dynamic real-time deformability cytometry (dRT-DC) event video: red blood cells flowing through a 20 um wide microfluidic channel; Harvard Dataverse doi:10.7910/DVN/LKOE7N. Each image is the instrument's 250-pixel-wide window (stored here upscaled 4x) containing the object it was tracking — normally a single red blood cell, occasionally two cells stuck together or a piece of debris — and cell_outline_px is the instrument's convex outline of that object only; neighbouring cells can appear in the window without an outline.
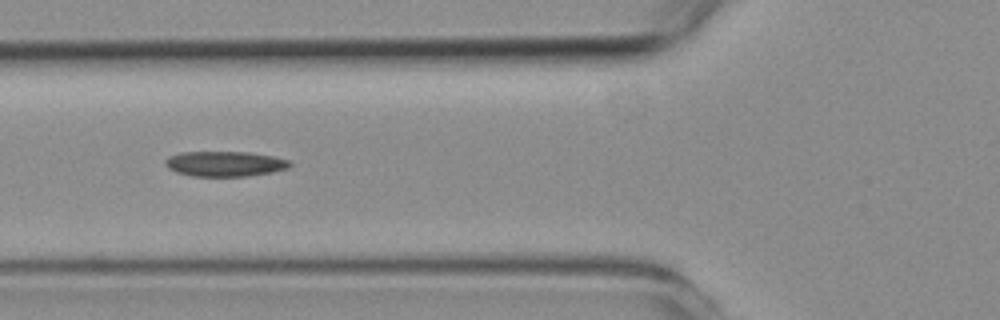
{"species": "common noctule bat (a hibernating species)", "species_latin": "Nyctalus noctula", "temperature_condition": "room temperature", "stored_images_in_passage": 9, "camera_frame_rate_fps": 3000, "um_per_image_px": 0.085, "animal": {"sex": "female", "body_mass_g": 19.3, "forearm_length_mm": 54.1}, "frame": {"image": 1, "passage_image": 6, "time_ms": 5.667, "image_size_px": [1000, 320], "cell_outline_px": [[292, 164], [288, 168], [272, 172], [248, 176], [192, 176], [176, 172], [168, 168], [164, 164], [164, 160], [168, 156], [180, 152], [248, 152], [272, 156], [288, 160]], "centroid_in_image_um": [19.08, 13.92], "position_along_channel_um": 106.7, "area_um2": 18.32}}
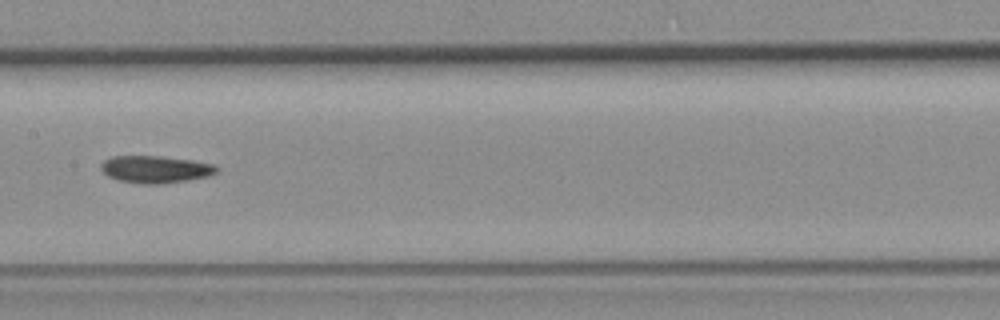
{"frame": {"image": 2, "passage_image": 8, "time_ms": 8.0, "image_size_px": [1000, 320], "cell_outline_px": [[220, 168], [216, 172], [208, 176], [188, 180], [160, 184], [144, 184], [120, 180], [108, 176], [100, 168], [100, 164], [104, 160], [112, 156], [160, 156], [192, 160], [212, 164]], "centroid_in_image_um": [13.21, 14.38], "position_along_channel_um": 194.2, "area_um2": 18.26}}
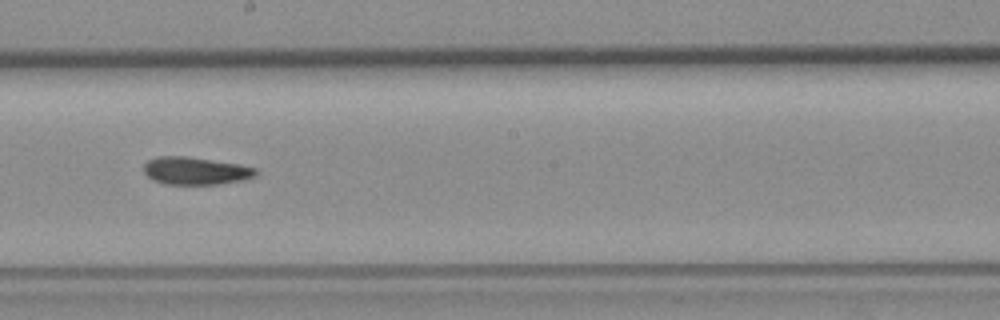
{"frame": {"image": 3, "passage_image": 9, "time_ms": 9.0, "image_size_px": [1000, 320], "cell_outline_px": [[260, 172], [256, 176], [244, 180], [220, 184], [164, 184], [152, 180], [144, 172], [144, 164], [148, 160], [160, 156], [188, 156], [240, 164], [256, 168]], "centroid_in_image_um": [16.66, 14.52], "position_along_channel_um": 231.5, "area_um2": 18.26}}